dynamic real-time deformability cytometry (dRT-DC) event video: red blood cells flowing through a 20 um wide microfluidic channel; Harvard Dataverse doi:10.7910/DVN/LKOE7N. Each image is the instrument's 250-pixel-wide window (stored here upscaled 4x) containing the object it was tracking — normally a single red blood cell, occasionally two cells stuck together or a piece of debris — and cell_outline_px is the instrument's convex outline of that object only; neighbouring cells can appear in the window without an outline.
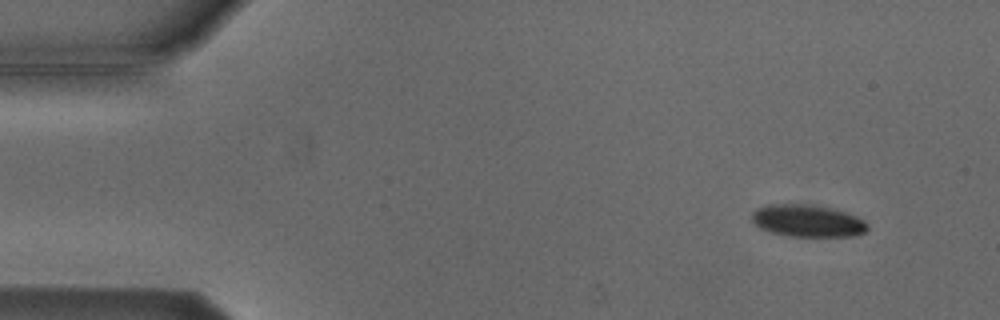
{"species": "Egyptian fruit bat (a non-hibernating species)", "species_latin": "Rousettus aegyptiacus", "temperature_condition": "cold", "stored_images_in_passage": 4, "camera_frame_rate_fps": 3000, "um_per_image_px": 0.085, "animal": {"sex": "male"}, "frame": {"image": 1, "passage_image": 1, "time_ms": 0.0, "image_size_px": [1000, 320], "cell_outline_px": [[868, 228], [864, 232], [852, 236], [792, 236], [772, 232], [760, 228], [752, 220], [752, 212], [756, 208], [768, 204], [812, 204], [832, 208], [856, 216], [864, 220], [868, 224]], "centroid_in_image_um": [68.64, 18.75], "position_along_channel_um": 16.4, "area_um2": 21.62}}
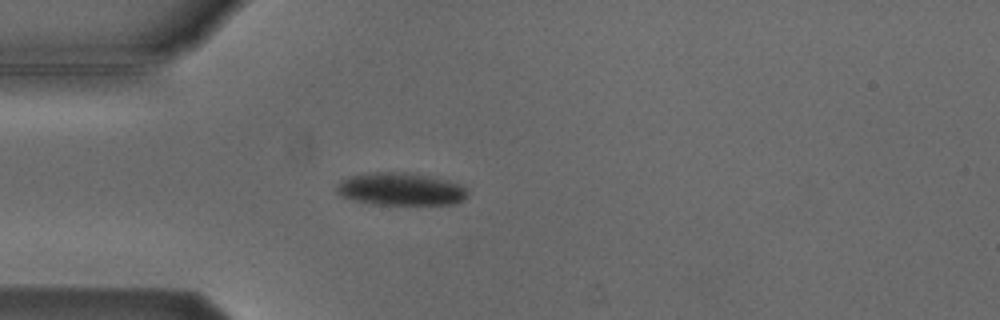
{"frame": {"image": 2, "passage_image": 4, "time_ms": 3.333, "image_size_px": [1000, 320], "cell_outline_px": [[468, 196], [464, 200], [452, 204], [372, 204], [352, 200], [340, 196], [336, 192], [336, 188], [340, 180], [352, 176], [368, 172], [408, 172], [428, 176], [460, 184], [468, 192]], "centroid_in_image_um": [34.02, 16.07], "position_along_channel_um": 51.0, "area_um2": 24.91}}